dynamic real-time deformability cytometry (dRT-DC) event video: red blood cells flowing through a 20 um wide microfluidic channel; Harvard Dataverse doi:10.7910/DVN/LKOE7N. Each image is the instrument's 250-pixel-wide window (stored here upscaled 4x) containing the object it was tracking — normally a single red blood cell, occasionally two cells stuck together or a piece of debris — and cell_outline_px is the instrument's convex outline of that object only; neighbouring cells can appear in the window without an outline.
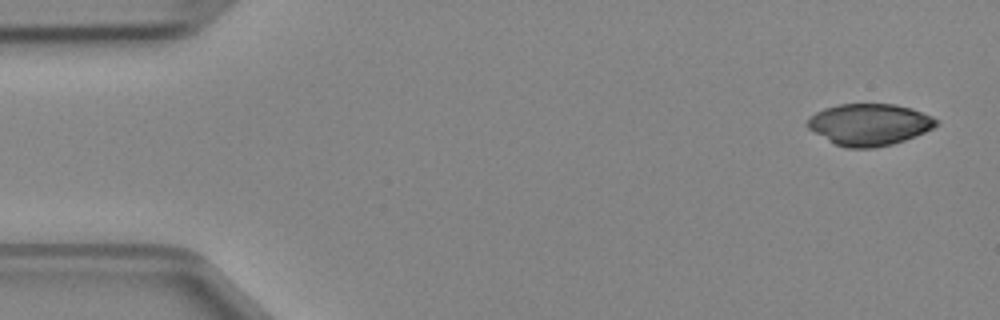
{"species": "Egyptian fruit bat (a non-hibernating species)", "species_latin": "Rousettus aegyptiacus", "temperature_condition": "cold", "stored_images_in_passage": 4, "camera_frame_rate_fps": 3000, "um_per_image_px": 0.085, "animal": {"sex": "female"}, "frame": {"image": 1, "passage_image": 1, "time_ms": 0.0, "image_size_px": [1000, 320], "cell_outline_px": [[940, 124], [924, 132], [904, 140], [892, 144], [872, 148], [848, 148], [836, 144], [828, 140], [808, 128], [804, 124], [816, 112], [824, 108], [840, 104], [896, 104], [912, 108], [932, 116], [940, 120]], "centroid_in_image_um": [73.92, 10.57], "position_along_channel_um": 11.1, "area_um2": 31.21}}
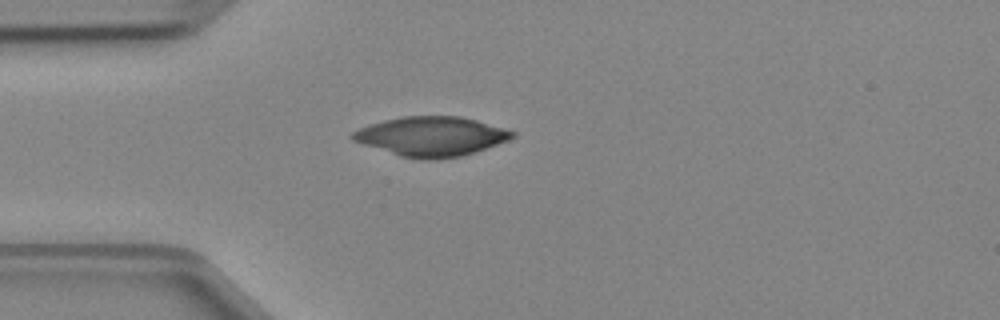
{"frame": {"image": 2, "passage_image": 4, "time_ms": 1.0, "image_size_px": [1000, 320], "cell_outline_px": [[516, 136], [508, 140], [476, 152], [460, 156], [436, 160], [420, 160], [400, 156], [352, 140], [348, 136], [352, 132], [368, 124], [384, 120], [404, 116], [460, 116], [476, 120], [516, 132]], "centroid_in_image_um": [36.65, 11.6], "position_along_channel_um": 48.4, "area_um2": 36.76}}